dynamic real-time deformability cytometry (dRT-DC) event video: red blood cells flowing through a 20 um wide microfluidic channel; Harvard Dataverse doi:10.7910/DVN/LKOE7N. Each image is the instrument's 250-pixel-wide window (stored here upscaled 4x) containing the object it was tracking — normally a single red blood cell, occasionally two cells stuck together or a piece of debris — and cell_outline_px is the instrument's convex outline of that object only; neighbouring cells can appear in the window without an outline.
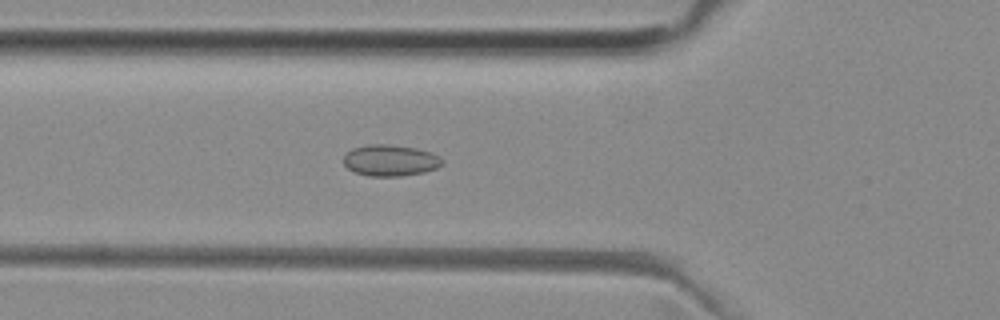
{"species": "common noctule bat (a hibernating species)", "species_latin": "Nyctalus noctula", "temperature_condition": "room temperature", "stored_images_in_passage": 53, "camera_frame_rate_fps": 3000, "um_per_image_px": 0.085, "animal": {"sex": "female", "body_mass_g": 29.2, "forearm_length_mm": 56.3}, "frame": {"image": 1, "passage_image": 19, "time_ms": 6.0, "image_size_px": [1000, 320], "cell_outline_px": [[444, 164], [436, 168], [424, 172], [400, 176], [368, 176], [356, 172], [348, 168], [344, 164], [344, 156], [352, 148], [368, 144], [388, 144], [416, 148], [432, 152], [440, 156], [444, 160]], "centroid_in_image_um": [33.21, 13.62], "position_along_channel_um": 92.6, "area_um2": 18.09}}
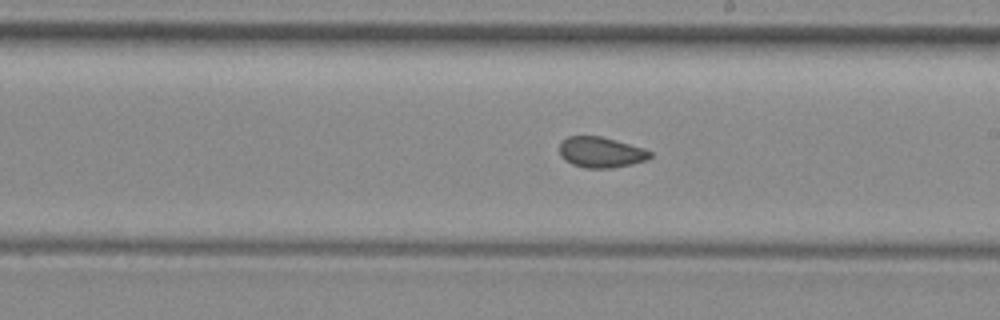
{"frame": {"image": 2, "passage_image": 30, "time_ms": 9.667, "image_size_px": [1000, 320], "cell_outline_px": [[652, 156], [648, 160], [632, 164], [612, 168], [584, 168], [572, 164], [564, 160], [560, 156], [560, 140], [568, 136], [600, 136], [616, 140], [644, 148], [652, 152]], "centroid_in_image_um": [51.07, 12.94], "position_along_channel_um": 237.9, "area_um2": 16.42}}
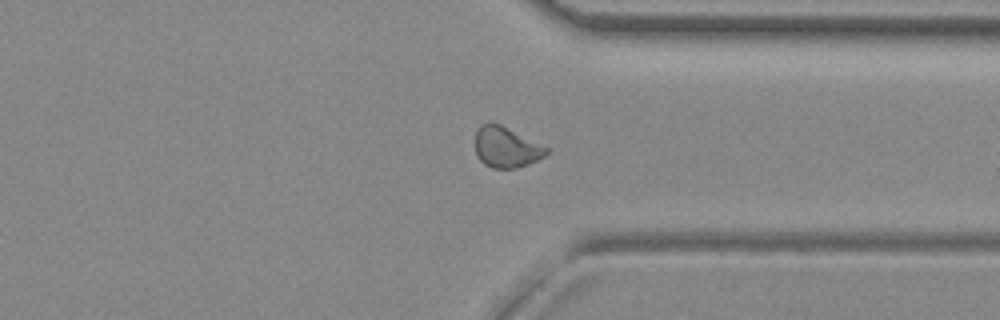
{"frame": {"image": 3, "passage_image": 40, "time_ms": 13.0, "image_size_px": [1000, 320], "cell_outline_px": [[548, 152], [544, 156], [528, 164], [516, 168], [492, 168], [484, 164], [476, 156], [476, 128], [480, 124], [488, 120], [492, 120], [548, 148]], "centroid_in_image_um": [42.97, 12.48], "position_along_channel_um": 368.4, "area_um2": 16.94}, "authors_computed_cell_mechanics": {"area_um2": 17.4556, "velocity_mm_per_s": 3.9555, "shape_relaxation_time_tau1_ms": null, "shape_relaxation_time_tau2_ms": 1.7479, "deformation_change_tau1": null, "deformation_change_tau2": 0.0557}}